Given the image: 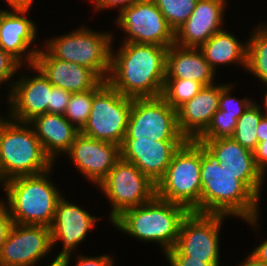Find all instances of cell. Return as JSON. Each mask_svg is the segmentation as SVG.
Masks as SVG:
<instances>
[{
    "mask_svg": "<svg viewBox=\"0 0 267 266\" xmlns=\"http://www.w3.org/2000/svg\"><path fill=\"white\" fill-rule=\"evenodd\" d=\"M169 47L123 42L117 52L111 47L107 82L129 98L162 95Z\"/></svg>",
    "mask_w": 267,
    "mask_h": 266,
    "instance_id": "cell-1",
    "label": "cell"
},
{
    "mask_svg": "<svg viewBox=\"0 0 267 266\" xmlns=\"http://www.w3.org/2000/svg\"><path fill=\"white\" fill-rule=\"evenodd\" d=\"M200 163V213L235 216L257 228L260 199L201 142Z\"/></svg>",
    "mask_w": 267,
    "mask_h": 266,
    "instance_id": "cell-2",
    "label": "cell"
},
{
    "mask_svg": "<svg viewBox=\"0 0 267 266\" xmlns=\"http://www.w3.org/2000/svg\"><path fill=\"white\" fill-rule=\"evenodd\" d=\"M189 212L185 206L155 195L143 205L123 211L111 223L130 237L160 244L166 254L175 247L180 225Z\"/></svg>",
    "mask_w": 267,
    "mask_h": 266,
    "instance_id": "cell-3",
    "label": "cell"
},
{
    "mask_svg": "<svg viewBox=\"0 0 267 266\" xmlns=\"http://www.w3.org/2000/svg\"><path fill=\"white\" fill-rule=\"evenodd\" d=\"M52 168L35 175L17 176L2 183L14 223L51 226L61 193L50 180Z\"/></svg>",
    "mask_w": 267,
    "mask_h": 266,
    "instance_id": "cell-4",
    "label": "cell"
},
{
    "mask_svg": "<svg viewBox=\"0 0 267 266\" xmlns=\"http://www.w3.org/2000/svg\"><path fill=\"white\" fill-rule=\"evenodd\" d=\"M53 166L28 122L0 121V183L17 176L43 173Z\"/></svg>",
    "mask_w": 267,
    "mask_h": 266,
    "instance_id": "cell-5",
    "label": "cell"
},
{
    "mask_svg": "<svg viewBox=\"0 0 267 266\" xmlns=\"http://www.w3.org/2000/svg\"><path fill=\"white\" fill-rule=\"evenodd\" d=\"M200 142L186 140L173 154L164 176L156 184V196L200 213Z\"/></svg>",
    "mask_w": 267,
    "mask_h": 266,
    "instance_id": "cell-6",
    "label": "cell"
},
{
    "mask_svg": "<svg viewBox=\"0 0 267 266\" xmlns=\"http://www.w3.org/2000/svg\"><path fill=\"white\" fill-rule=\"evenodd\" d=\"M81 27L68 34L47 40L45 49L54 57L80 64L107 81L110 72L112 33Z\"/></svg>",
    "mask_w": 267,
    "mask_h": 266,
    "instance_id": "cell-7",
    "label": "cell"
},
{
    "mask_svg": "<svg viewBox=\"0 0 267 266\" xmlns=\"http://www.w3.org/2000/svg\"><path fill=\"white\" fill-rule=\"evenodd\" d=\"M132 98L126 97L102 80L93 88V101L87 123L80 133L121 146L126 136Z\"/></svg>",
    "mask_w": 267,
    "mask_h": 266,
    "instance_id": "cell-8",
    "label": "cell"
},
{
    "mask_svg": "<svg viewBox=\"0 0 267 266\" xmlns=\"http://www.w3.org/2000/svg\"><path fill=\"white\" fill-rule=\"evenodd\" d=\"M98 186L111 203V222L123 211L143 205L156 195V184L132 162L122 158Z\"/></svg>",
    "mask_w": 267,
    "mask_h": 266,
    "instance_id": "cell-9",
    "label": "cell"
},
{
    "mask_svg": "<svg viewBox=\"0 0 267 266\" xmlns=\"http://www.w3.org/2000/svg\"><path fill=\"white\" fill-rule=\"evenodd\" d=\"M148 137L158 141H186L179 130L177 110L161 96L134 98L125 137Z\"/></svg>",
    "mask_w": 267,
    "mask_h": 266,
    "instance_id": "cell-10",
    "label": "cell"
},
{
    "mask_svg": "<svg viewBox=\"0 0 267 266\" xmlns=\"http://www.w3.org/2000/svg\"><path fill=\"white\" fill-rule=\"evenodd\" d=\"M226 215L189 212L182 220L175 248L204 263H220V237Z\"/></svg>",
    "mask_w": 267,
    "mask_h": 266,
    "instance_id": "cell-11",
    "label": "cell"
},
{
    "mask_svg": "<svg viewBox=\"0 0 267 266\" xmlns=\"http://www.w3.org/2000/svg\"><path fill=\"white\" fill-rule=\"evenodd\" d=\"M116 24L127 33L123 42L169 47L175 44V32L152 0H140L123 9Z\"/></svg>",
    "mask_w": 267,
    "mask_h": 266,
    "instance_id": "cell-12",
    "label": "cell"
},
{
    "mask_svg": "<svg viewBox=\"0 0 267 266\" xmlns=\"http://www.w3.org/2000/svg\"><path fill=\"white\" fill-rule=\"evenodd\" d=\"M50 251L49 226L14 223L0 253V266H34Z\"/></svg>",
    "mask_w": 267,
    "mask_h": 266,
    "instance_id": "cell-13",
    "label": "cell"
},
{
    "mask_svg": "<svg viewBox=\"0 0 267 266\" xmlns=\"http://www.w3.org/2000/svg\"><path fill=\"white\" fill-rule=\"evenodd\" d=\"M38 75L21 76L20 80L12 81L7 96L10 119L18 122H29L34 117L48 112V103L51 98L52 84L48 78L34 64L27 65Z\"/></svg>",
    "mask_w": 267,
    "mask_h": 266,
    "instance_id": "cell-14",
    "label": "cell"
},
{
    "mask_svg": "<svg viewBox=\"0 0 267 266\" xmlns=\"http://www.w3.org/2000/svg\"><path fill=\"white\" fill-rule=\"evenodd\" d=\"M185 141H158L148 137H124L121 158L132 162L152 182L164 176L175 151Z\"/></svg>",
    "mask_w": 267,
    "mask_h": 266,
    "instance_id": "cell-15",
    "label": "cell"
},
{
    "mask_svg": "<svg viewBox=\"0 0 267 266\" xmlns=\"http://www.w3.org/2000/svg\"><path fill=\"white\" fill-rule=\"evenodd\" d=\"M65 154L69 155L77 170L96 186L121 158L119 145L90 138L81 133L76 136Z\"/></svg>",
    "mask_w": 267,
    "mask_h": 266,
    "instance_id": "cell-16",
    "label": "cell"
},
{
    "mask_svg": "<svg viewBox=\"0 0 267 266\" xmlns=\"http://www.w3.org/2000/svg\"><path fill=\"white\" fill-rule=\"evenodd\" d=\"M197 141L216 156L222 167L235 175L260 198L265 177L256 167L253 151L242 147L232 137Z\"/></svg>",
    "mask_w": 267,
    "mask_h": 266,
    "instance_id": "cell-17",
    "label": "cell"
},
{
    "mask_svg": "<svg viewBox=\"0 0 267 266\" xmlns=\"http://www.w3.org/2000/svg\"><path fill=\"white\" fill-rule=\"evenodd\" d=\"M96 216L62 197L58 200L55 216L50 226L52 247L63 241V249L55 260L71 255L76 246L85 240L89 230L95 227Z\"/></svg>",
    "mask_w": 267,
    "mask_h": 266,
    "instance_id": "cell-18",
    "label": "cell"
},
{
    "mask_svg": "<svg viewBox=\"0 0 267 266\" xmlns=\"http://www.w3.org/2000/svg\"><path fill=\"white\" fill-rule=\"evenodd\" d=\"M28 11L0 9V47L22 66L23 62H27L26 65L34 64L39 51V48L30 47L37 37V29L35 22L27 17ZM24 54L27 56L26 60L23 59Z\"/></svg>",
    "mask_w": 267,
    "mask_h": 266,
    "instance_id": "cell-19",
    "label": "cell"
},
{
    "mask_svg": "<svg viewBox=\"0 0 267 266\" xmlns=\"http://www.w3.org/2000/svg\"><path fill=\"white\" fill-rule=\"evenodd\" d=\"M226 5V0H198L190 17L175 31V44L199 48L223 29Z\"/></svg>",
    "mask_w": 267,
    "mask_h": 266,
    "instance_id": "cell-20",
    "label": "cell"
},
{
    "mask_svg": "<svg viewBox=\"0 0 267 266\" xmlns=\"http://www.w3.org/2000/svg\"><path fill=\"white\" fill-rule=\"evenodd\" d=\"M34 65L39 68L54 87L71 94L95 88L102 79L86 66L54 58L47 50H39Z\"/></svg>",
    "mask_w": 267,
    "mask_h": 266,
    "instance_id": "cell-21",
    "label": "cell"
},
{
    "mask_svg": "<svg viewBox=\"0 0 267 266\" xmlns=\"http://www.w3.org/2000/svg\"><path fill=\"white\" fill-rule=\"evenodd\" d=\"M227 85H209L177 109V122L187 140H196L208 127L218 111L220 91Z\"/></svg>",
    "mask_w": 267,
    "mask_h": 266,
    "instance_id": "cell-22",
    "label": "cell"
},
{
    "mask_svg": "<svg viewBox=\"0 0 267 266\" xmlns=\"http://www.w3.org/2000/svg\"><path fill=\"white\" fill-rule=\"evenodd\" d=\"M215 74L199 48L169 46L165 78L191 79L209 86L214 84Z\"/></svg>",
    "mask_w": 267,
    "mask_h": 266,
    "instance_id": "cell-23",
    "label": "cell"
},
{
    "mask_svg": "<svg viewBox=\"0 0 267 266\" xmlns=\"http://www.w3.org/2000/svg\"><path fill=\"white\" fill-rule=\"evenodd\" d=\"M35 131L44 152L54 162L61 154L70 149L76 136L80 133L64 115L45 113L34 117L28 122Z\"/></svg>",
    "mask_w": 267,
    "mask_h": 266,
    "instance_id": "cell-24",
    "label": "cell"
},
{
    "mask_svg": "<svg viewBox=\"0 0 267 266\" xmlns=\"http://www.w3.org/2000/svg\"><path fill=\"white\" fill-rule=\"evenodd\" d=\"M199 49L215 72L218 65L230 63L241 64L245 69L247 67V42L240 43L226 30L216 32Z\"/></svg>",
    "mask_w": 267,
    "mask_h": 266,
    "instance_id": "cell-25",
    "label": "cell"
},
{
    "mask_svg": "<svg viewBox=\"0 0 267 266\" xmlns=\"http://www.w3.org/2000/svg\"><path fill=\"white\" fill-rule=\"evenodd\" d=\"M255 29L246 41V70L267 84V24L255 26Z\"/></svg>",
    "mask_w": 267,
    "mask_h": 266,
    "instance_id": "cell-26",
    "label": "cell"
},
{
    "mask_svg": "<svg viewBox=\"0 0 267 266\" xmlns=\"http://www.w3.org/2000/svg\"><path fill=\"white\" fill-rule=\"evenodd\" d=\"M263 116L260 105L252 102L238 119L232 138L242 147L253 151L258 144L257 126Z\"/></svg>",
    "mask_w": 267,
    "mask_h": 266,
    "instance_id": "cell-27",
    "label": "cell"
},
{
    "mask_svg": "<svg viewBox=\"0 0 267 266\" xmlns=\"http://www.w3.org/2000/svg\"><path fill=\"white\" fill-rule=\"evenodd\" d=\"M203 85L191 79L165 78L161 97L175 110L191 100Z\"/></svg>",
    "mask_w": 267,
    "mask_h": 266,
    "instance_id": "cell-28",
    "label": "cell"
},
{
    "mask_svg": "<svg viewBox=\"0 0 267 266\" xmlns=\"http://www.w3.org/2000/svg\"><path fill=\"white\" fill-rule=\"evenodd\" d=\"M175 32L192 14L198 0H152Z\"/></svg>",
    "mask_w": 267,
    "mask_h": 266,
    "instance_id": "cell-29",
    "label": "cell"
},
{
    "mask_svg": "<svg viewBox=\"0 0 267 266\" xmlns=\"http://www.w3.org/2000/svg\"><path fill=\"white\" fill-rule=\"evenodd\" d=\"M92 101L93 88L85 92L71 94L70 96L64 116L78 130H81L87 123Z\"/></svg>",
    "mask_w": 267,
    "mask_h": 266,
    "instance_id": "cell-30",
    "label": "cell"
},
{
    "mask_svg": "<svg viewBox=\"0 0 267 266\" xmlns=\"http://www.w3.org/2000/svg\"><path fill=\"white\" fill-rule=\"evenodd\" d=\"M237 121L235 115L225 114V111L218 109L207 129L196 140L232 137Z\"/></svg>",
    "mask_w": 267,
    "mask_h": 266,
    "instance_id": "cell-31",
    "label": "cell"
},
{
    "mask_svg": "<svg viewBox=\"0 0 267 266\" xmlns=\"http://www.w3.org/2000/svg\"><path fill=\"white\" fill-rule=\"evenodd\" d=\"M232 86L228 83L220 91L218 109L225 111V114L235 115V118L239 119L253 101L248 98L236 99L231 97Z\"/></svg>",
    "mask_w": 267,
    "mask_h": 266,
    "instance_id": "cell-32",
    "label": "cell"
},
{
    "mask_svg": "<svg viewBox=\"0 0 267 266\" xmlns=\"http://www.w3.org/2000/svg\"><path fill=\"white\" fill-rule=\"evenodd\" d=\"M71 255L63 257L56 262L59 266H69ZM78 261L75 266H113L114 258L108 255H101L96 257H89L84 255H78Z\"/></svg>",
    "mask_w": 267,
    "mask_h": 266,
    "instance_id": "cell-33",
    "label": "cell"
},
{
    "mask_svg": "<svg viewBox=\"0 0 267 266\" xmlns=\"http://www.w3.org/2000/svg\"><path fill=\"white\" fill-rule=\"evenodd\" d=\"M71 93L58 87L52 86L48 113L64 115L70 100Z\"/></svg>",
    "mask_w": 267,
    "mask_h": 266,
    "instance_id": "cell-34",
    "label": "cell"
},
{
    "mask_svg": "<svg viewBox=\"0 0 267 266\" xmlns=\"http://www.w3.org/2000/svg\"><path fill=\"white\" fill-rule=\"evenodd\" d=\"M22 65L0 47V85L11 79Z\"/></svg>",
    "mask_w": 267,
    "mask_h": 266,
    "instance_id": "cell-35",
    "label": "cell"
},
{
    "mask_svg": "<svg viewBox=\"0 0 267 266\" xmlns=\"http://www.w3.org/2000/svg\"><path fill=\"white\" fill-rule=\"evenodd\" d=\"M170 266H219L220 263H204L182 255L175 247L165 254Z\"/></svg>",
    "mask_w": 267,
    "mask_h": 266,
    "instance_id": "cell-36",
    "label": "cell"
},
{
    "mask_svg": "<svg viewBox=\"0 0 267 266\" xmlns=\"http://www.w3.org/2000/svg\"><path fill=\"white\" fill-rule=\"evenodd\" d=\"M3 201L0 200V253L6 238L8 237L10 230L14 225V221L9 212L8 205H5Z\"/></svg>",
    "mask_w": 267,
    "mask_h": 266,
    "instance_id": "cell-37",
    "label": "cell"
},
{
    "mask_svg": "<svg viewBox=\"0 0 267 266\" xmlns=\"http://www.w3.org/2000/svg\"><path fill=\"white\" fill-rule=\"evenodd\" d=\"M253 155L256 167L265 176V171L267 170V138H263L262 142H258L253 150Z\"/></svg>",
    "mask_w": 267,
    "mask_h": 266,
    "instance_id": "cell-38",
    "label": "cell"
},
{
    "mask_svg": "<svg viewBox=\"0 0 267 266\" xmlns=\"http://www.w3.org/2000/svg\"><path fill=\"white\" fill-rule=\"evenodd\" d=\"M91 1H93V4L95 6L94 8L96 10L118 7L120 8L119 12H121L123 9L129 7L133 3L140 0H91Z\"/></svg>",
    "mask_w": 267,
    "mask_h": 266,
    "instance_id": "cell-39",
    "label": "cell"
},
{
    "mask_svg": "<svg viewBox=\"0 0 267 266\" xmlns=\"http://www.w3.org/2000/svg\"><path fill=\"white\" fill-rule=\"evenodd\" d=\"M10 5L11 10H29L34 0H5Z\"/></svg>",
    "mask_w": 267,
    "mask_h": 266,
    "instance_id": "cell-40",
    "label": "cell"
},
{
    "mask_svg": "<svg viewBox=\"0 0 267 266\" xmlns=\"http://www.w3.org/2000/svg\"><path fill=\"white\" fill-rule=\"evenodd\" d=\"M251 254L259 261L267 263V240L263 241L258 247L254 248Z\"/></svg>",
    "mask_w": 267,
    "mask_h": 266,
    "instance_id": "cell-41",
    "label": "cell"
},
{
    "mask_svg": "<svg viewBox=\"0 0 267 266\" xmlns=\"http://www.w3.org/2000/svg\"><path fill=\"white\" fill-rule=\"evenodd\" d=\"M256 131L258 142H262L263 138H267V116L261 118Z\"/></svg>",
    "mask_w": 267,
    "mask_h": 266,
    "instance_id": "cell-42",
    "label": "cell"
},
{
    "mask_svg": "<svg viewBox=\"0 0 267 266\" xmlns=\"http://www.w3.org/2000/svg\"><path fill=\"white\" fill-rule=\"evenodd\" d=\"M247 256L239 266H267V263L259 261L251 253Z\"/></svg>",
    "mask_w": 267,
    "mask_h": 266,
    "instance_id": "cell-43",
    "label": "cell"
},
{
    "mask_svg": "<svg viewBox=\"0 0 267 266\" xmlns=\"http://www.w3.org/2000/svg\"><path fill=\"white\" fill-rule=\"evenodd\" d=\"M267 86V84H265ZM264 105H265V112L263 111V109H261L262 113L264 114V116H267V91L264 95Z\"/></svg>",
    "mask_w": 267,
    "mask_h": 266,
    "instance_id": "cell-44",
    "label": "cell"
},
{
    "mask_svg": "<svg viewBox=\"0 0 267 266\" xmlns=\"http://www.w3.org/2000/svg\"><path fill=\"white\" fill-rule=\"evenodd\" d=\"M49 266H59L56 260L54 259Z\"/></svg>",
    "mask_w": 267,
    "mask_h": 266,
    "instance_id": "cell-45",
    "label": "cell"
}]
</instances>
